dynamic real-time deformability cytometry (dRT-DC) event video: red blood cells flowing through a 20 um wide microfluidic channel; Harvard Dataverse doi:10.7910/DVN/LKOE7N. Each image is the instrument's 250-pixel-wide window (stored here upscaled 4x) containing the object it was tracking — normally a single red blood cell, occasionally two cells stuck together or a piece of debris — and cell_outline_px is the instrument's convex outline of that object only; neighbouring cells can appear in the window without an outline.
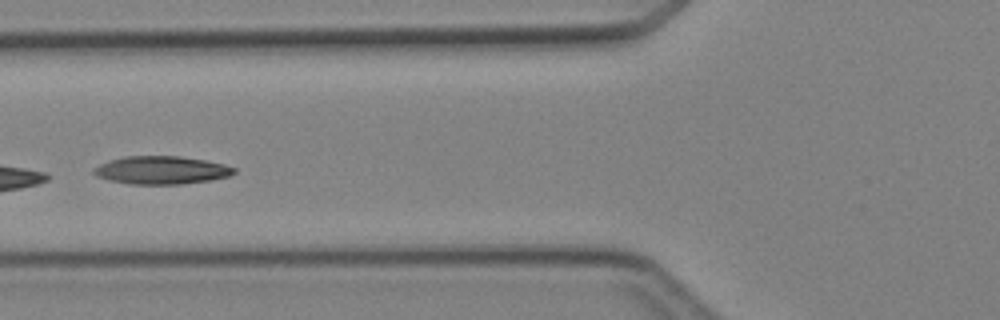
{"species": "Egyptian fruit bat (a non-hibernating species)", "species_latin": "Rousettus aegyptiacus", "temperature_condition": "cold", "stored_images_in_passage": 7, "camera_frame_rate_fps": 3000, "um_per_image_px": 0.085, "animal": {"sex": "female"}, "frame": {"image": 1, "passage_image": 6, "time_ms": 6.667, "image_size_px": [1000, 320], "cell_outline_px": [[236, 172], [228, 176], [212, 180], [180, 184], [128, 184], [108, 180], [96, 176], [92, 172], [92, 168], [108, 160], [124, 156], [180, 156], [204, 160], [224, 164], [236, 168]], "centroid_in_image_um": [13.68, 14.46], "position_along_channel_um": 112.1, "area_um2": 23.06}}
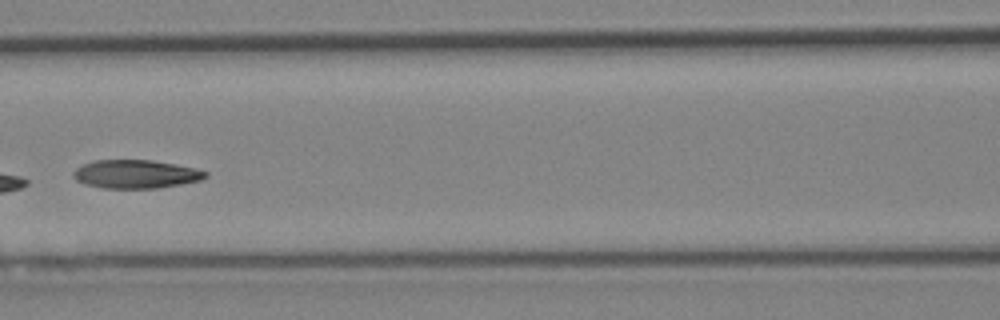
{"frame": {"image": 2, "passage_image": 7, "time_ms": 7.667, "image_size_px": [1000, 320], "cell_outline_px": [[208, 176], [200, 180], [180, 184], [156, 188], [100, 188], [84, 184], [76, 180], [72, 176], [72, 172], [76, 168], [84, 164], [96, 160], [152, 160], [176, 164], [208, 172]], "centroid_in_image_um": [11.5, 14.8], "position_along_channel_um": 155.1, "area_um2": 21.85}}